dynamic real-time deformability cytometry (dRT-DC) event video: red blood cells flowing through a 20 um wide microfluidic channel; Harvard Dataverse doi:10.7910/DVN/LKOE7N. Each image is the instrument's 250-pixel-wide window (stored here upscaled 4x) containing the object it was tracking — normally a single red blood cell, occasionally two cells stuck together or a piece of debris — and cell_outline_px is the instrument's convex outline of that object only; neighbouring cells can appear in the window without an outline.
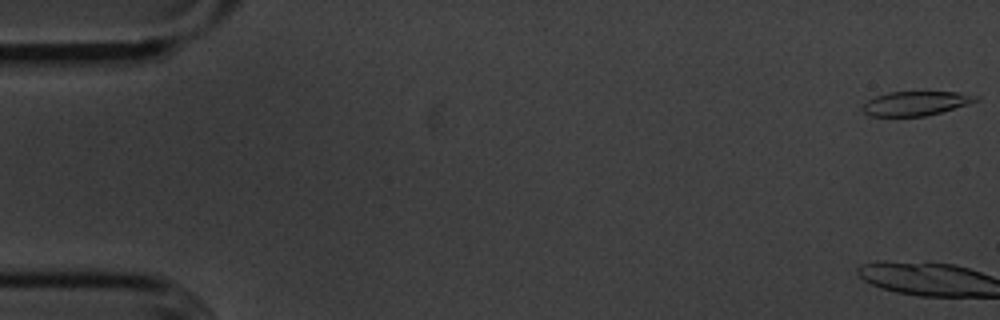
{"species": "common noctule bat (a hibernating species)", "species_latin": "Nyctalus noctula", "temperature_condition": "cold", "stored_images_in_passage": 59, "segment_of_instrument_passage": [1, 2], "camera_frame_rate_fps": 3000, "um_per_image_px": 0.085, "animal": {"sex": "male", "body_mass_g": 20.1, "forearm_length_mm": 53.5}, "frame": {"image": 1, "passage_image": 1, "time_ms": 0.0, "image_size_px": [1000, 320], "cell_outline_px": [[980, 100], [968, 104], [940, 112], [924, 116], [868, 116], [860, 108], [868, 100], [876, 96], [888, 92], [956, 92], [980, 96]], "centroid_in_image_um": [77.83, 8.78], "position_along_channel_um": 7.2, "area_um2": 15.95}}
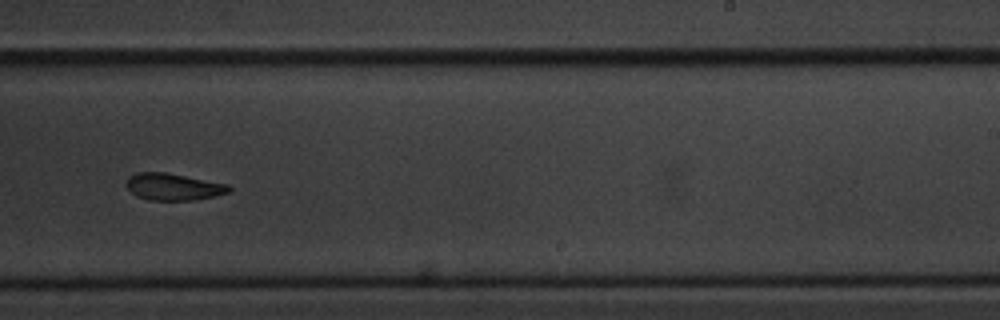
{"frame": {"image": 2, "passage_image": 37, "time_ms": 12.0, "image_size_px": [1000, 320], "cell_outline_px": [[232, 188], [228, 192], [212, 196], [192, 200], [148, 200], [136, 196], [128, 188], [128, 176], [136, 172], [164, 172], [228, 184]], "centroid_in_image_um": [14.71, 15.87], "position_along_channel_um": 274.3, "area_um2": 15.84}}
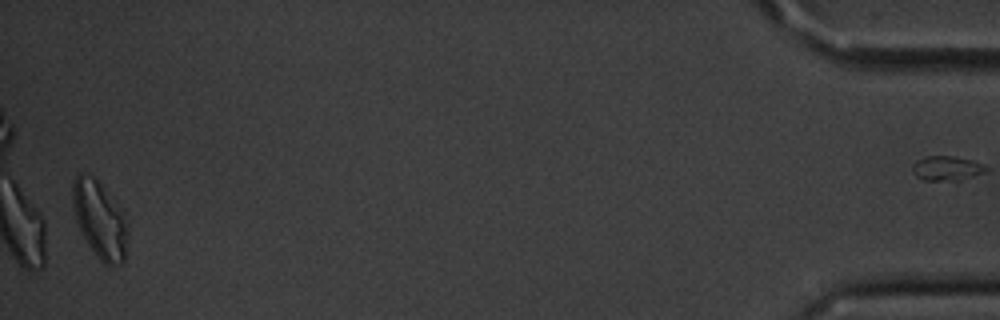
{"frame": {"image": 3, "passage_image": 57, "time_ms": 18.667, "image_size_px": [1000, 320], "cell_outline_px": [[124, 260], [120, 264], [112, 268], [104, 264], [100, 260], [88, 244], [76, 220], [72, 204], [72, 180], [80, 172], [96, 176], [124, 212]], "centroid_in_image_um": [8.42, 18.6], "position_along_channel_um": 426.8, "area_um2": 24.45}}